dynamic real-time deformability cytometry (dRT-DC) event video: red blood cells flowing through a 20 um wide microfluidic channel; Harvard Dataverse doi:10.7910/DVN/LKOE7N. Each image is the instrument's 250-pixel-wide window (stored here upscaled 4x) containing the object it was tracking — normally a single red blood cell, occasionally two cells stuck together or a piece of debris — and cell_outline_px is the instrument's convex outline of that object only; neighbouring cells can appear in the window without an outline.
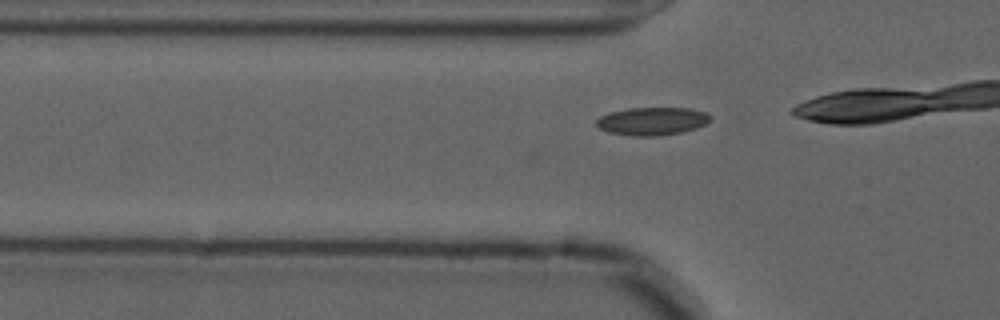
{"species": "common noctule bat (a hibernating species)", "species_latin": "Nyctalus noctula", "temperature_condition": "cold", "stored_images_in_passage": 5, "camera_frame_rate_fps": 3000, "um_per_image_px": 0.085, "animal": {"sex": "male", "forearm_length_mm": 52.5}, "frame": {"image": 1, "passage_image": 2, "time_ms": 0.333, "image_size_px": [1000, 320], "cell_outline_px": [[712, 116], [704, 124], [696, 128], [684, 132], [656, 136], [632, 136], [608, 132], [600, 128], [596, 124], [596, 120], [600, 116], [608, 112], [628, 108], [692, 108], [704, 112]], "centroid_in_image_um": [55.41, 10.3], "position_along_channel_um": 70.4, "area_um2": 18.61}}